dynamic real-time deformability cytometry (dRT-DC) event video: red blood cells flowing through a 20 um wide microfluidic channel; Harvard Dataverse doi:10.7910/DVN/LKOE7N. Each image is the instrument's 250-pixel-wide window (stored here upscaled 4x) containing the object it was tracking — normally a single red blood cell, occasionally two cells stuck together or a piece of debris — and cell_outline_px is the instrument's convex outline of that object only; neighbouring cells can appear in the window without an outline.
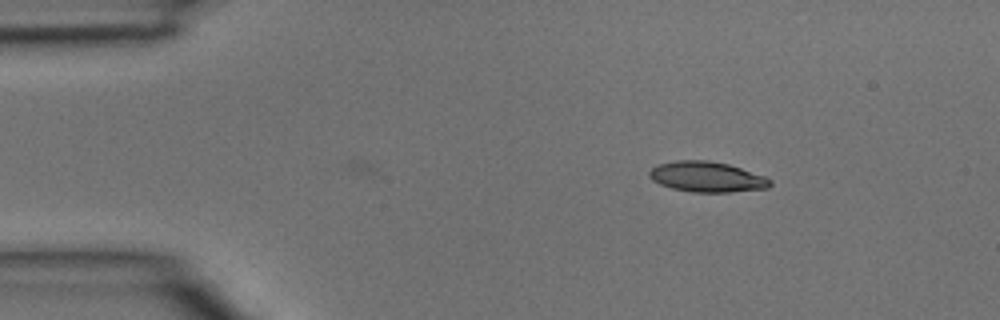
{"species": "common noctule bat (a hibernating species)", "species_latin": "Nyctalus noctula", "temperature_condition": "room temperature", "stored_images_in_passage": 4, "camera_frame_rate_fps": 3000, "um_per_image_px": 0.085, "animal": {"sex": "male", "body_mass_g": 15.6}, "frame": {"image": 1, "passage_image": 4, "time_ms": 1.0, "image_size_px": [1000, 320], "cell_outline_px": [[772, 184], [768, 188], [732, 192], [692, 192], [672, 188], [660, 184], [652, 180], [648, 176], [648, 172], [656, 164], [676, 160], [708, 160], [728, 164], [764, 176], [772, 180]], "centroid_in_image_um": [60.06, 15.03], "position_along_channel_um": 24.9, "area_um2": 21.5}}